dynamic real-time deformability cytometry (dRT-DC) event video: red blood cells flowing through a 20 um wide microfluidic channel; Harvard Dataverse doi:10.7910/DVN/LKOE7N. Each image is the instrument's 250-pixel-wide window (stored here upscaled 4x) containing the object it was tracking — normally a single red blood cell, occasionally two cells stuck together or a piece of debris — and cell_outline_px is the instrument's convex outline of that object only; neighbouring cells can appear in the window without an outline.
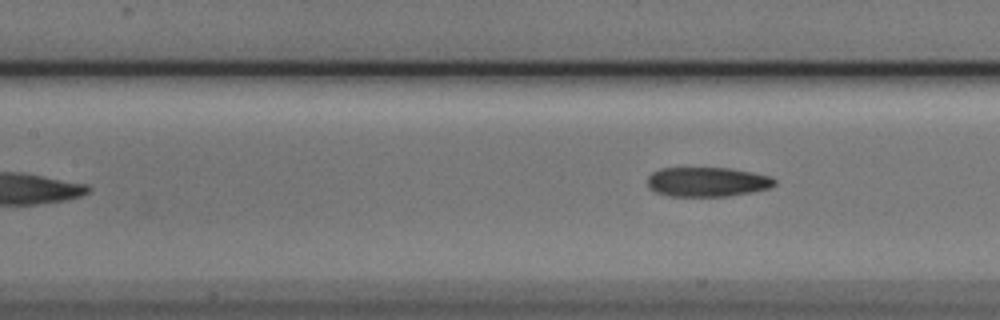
{"species": "Egyptian fruit bat (a non-hibernating species)", "species_latin": "Rousettus aegyptiacus", "temperature_condition": "cold", "stored_images_in_passage": 8, "camera_frame_rate_fps": 3000, "um_per_image_px": 0.085, "animal": {"sex": "male"}, "frame": {"image": 1, "passage_image": 8, "time_ms": 2.333, "image_size_px": [1000, 320], "cell_outline_px": [[776, 184], [772, 188], [752, 192], [728, 196], [668, 196], [656, 192], [648, 188], [648, 176], [652, 172], [660, 168], [728, 168], [752, 172], [772, 176], [776, 180]], "centroid_in_image_um": [60.14, 15.46], "position_along_channel_um": 147.3, "area_um2": 22.08}}